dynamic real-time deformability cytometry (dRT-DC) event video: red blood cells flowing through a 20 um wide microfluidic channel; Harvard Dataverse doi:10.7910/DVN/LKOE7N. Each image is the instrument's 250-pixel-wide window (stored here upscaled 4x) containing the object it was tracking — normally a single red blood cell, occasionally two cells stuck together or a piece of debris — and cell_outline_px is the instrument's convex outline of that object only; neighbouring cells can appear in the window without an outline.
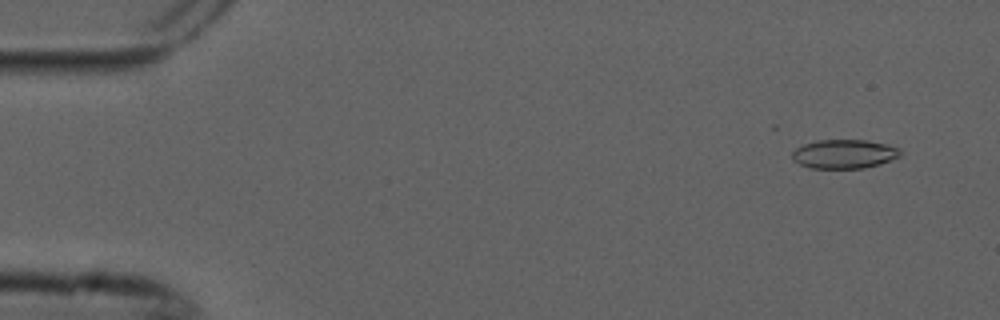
{"species": "common noctule bat (a hibernating species)", "species_latin": "Nyctalus noctula", "temperature_condition": "cold", "stored_images_in_passage": 6, "camera_frame_rate_fps": 3000, "um_per_image_px": 0.085, "animal": {"sex": "male", "forearm_length_mm": 52.5}, "frame": {"image": 1, "passage_image": 2, "time_ms": 0.333, "image_size_px": [1000, 320], "cell_outline_px": [[900, 156], [880, 164], [864, 168], [812, 168], [800, 164], [792, 160], [792, 152], [796, 148], [804, 144], [816, 140], [864, 140], [888, 144], [900, 148]], "centroid_in_image_um": [71.75, 13.08], "position_along_channel_um": 13.2, "area_um2": 18.26}}
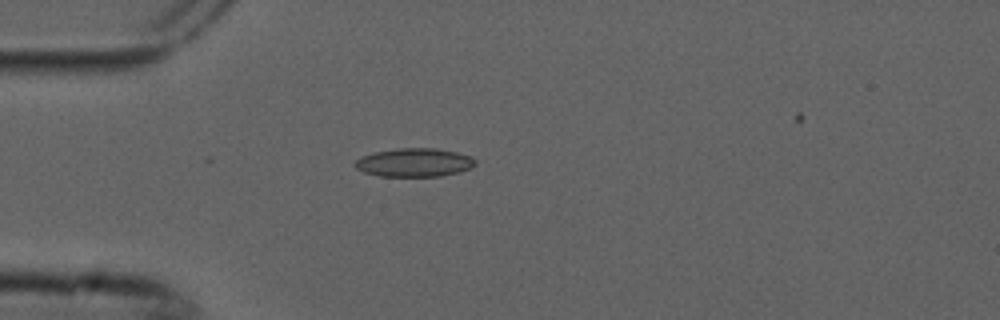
{"frame": {"image": 2, "passage_image": 5, "time_ms": 1.333, "image_size_px": [1000, 320], "cell_outline_px": [[476, 164], [472, 168], [460, 172], [440, 176], [380, 176], [364, 172], [356, 168], [352, 164], [360, 156], [376, 152], [400, 148], [436, 148], [456, 152], [472, 156], [476, 160]], "centroid_in_image_um": [35.24, 13.81], "position_along_channel_um": 49.8, "area_um2": 20.11}}